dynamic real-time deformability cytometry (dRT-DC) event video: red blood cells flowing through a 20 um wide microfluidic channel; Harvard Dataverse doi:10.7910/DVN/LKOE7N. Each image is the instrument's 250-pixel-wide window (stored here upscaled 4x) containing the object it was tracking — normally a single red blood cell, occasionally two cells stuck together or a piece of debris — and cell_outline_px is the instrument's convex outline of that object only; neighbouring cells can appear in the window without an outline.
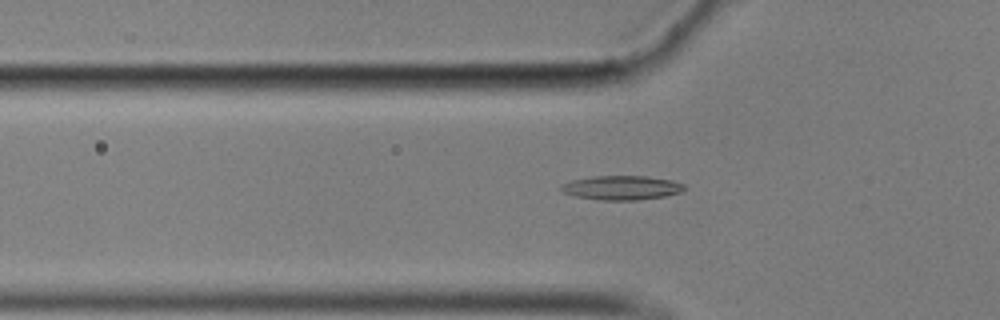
{"species": "common noctule bat (a hibernating species)", "species_latin": "Nyctalus noctula", "temperature_condition": "cold", "stored_images_in_passage": 54, "camera_frame_rate_fps": 3000, "um_per_image_px": 0.085, "animal": {"sex": "male", "body_mass_g": 17.9}, "frame": {"image": 1, "passage_image": 16, "time_ms": 5.0, "image_size_px": [1000, 320], "cell_outline_px": [[684, 188], [680, 192], [664, 196], [636, 200], [600, 200], [576, 196], [560, 192], [560, 184], [572, 180], [592, 176], [644, 176], [672, 180], [684, 184]], "centroid_in_image_um": [52.78, 15.95], "position_along_channel_um": 73.0, "area_um2": 17.34}}
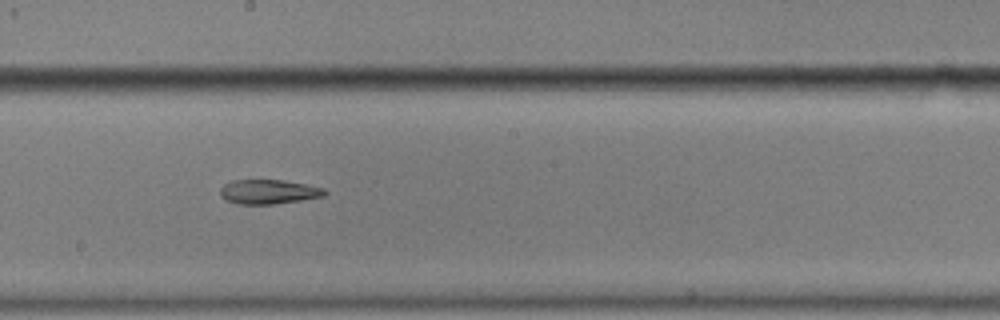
{"frame": {"image": 2, "passage_image": 29, "time_ms": 9.333, "image_size_px": [1000, 320], "cell_outline_px": [[328, 192], [324, 196], [300, 200], [272, 204], [236, 204], [224, 200], [220, 196], [220, 188], [224, 184], [232, 180], [284, 180], [324, 188]], "centroid_in_image_um": [22.78, 16.3], "position_along_channel_um": 225.4, "area_um2": 14.91}}
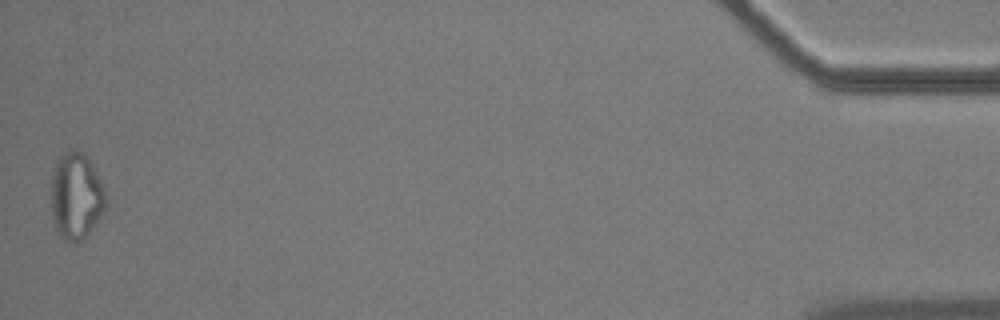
{"frame": {"image": 3, "passage_image": 54, "time_ms": 17.667, "image_size_px": [1000, 320], "cell_outline_px": [[108, 204], [100, 216], [88, 232], [76, 244], [72, 244], [64, 240], [60, 236], [52, 220], [52, 180], [56, 164], [60, 156], [64, 152], [72, 148], [84, 152], [92, 164], [108, 196]], "centroid_in_image_um": [6.49, 16.66], "position_along_channel_um": 428.7, "area_um2": 27.63}, "authors_computed_cell_mechanics": {"area_um2": 15.9817, "velocity_mm_per_s": 3.4976, "shape_relaxation_time_tau1_ms": null, "shape_relaxation_time_tau2_ms": 9.3468, "deformation_change_tau1": null, "deformation_change_tau2": 0.2071}}